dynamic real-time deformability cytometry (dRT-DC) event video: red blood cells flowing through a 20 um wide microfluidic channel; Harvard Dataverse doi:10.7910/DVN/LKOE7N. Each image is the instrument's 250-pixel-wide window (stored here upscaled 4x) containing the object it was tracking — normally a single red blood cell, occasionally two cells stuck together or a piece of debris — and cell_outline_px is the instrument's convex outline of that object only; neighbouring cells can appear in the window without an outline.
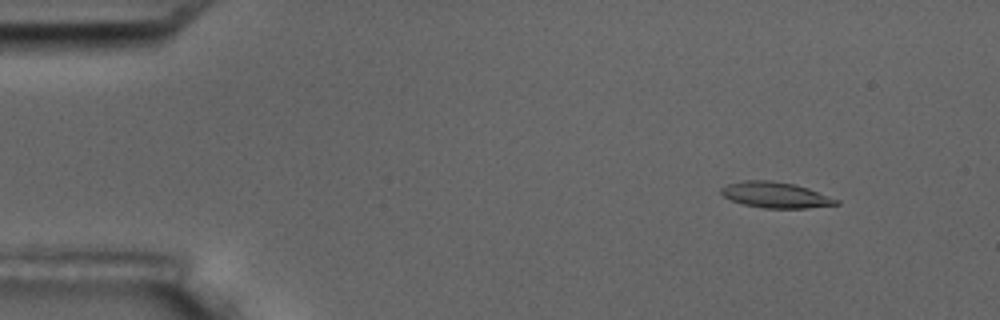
{"species": "common noctule bat (a hibernating species)", "species_latin": "Nyctalus noctula", "temperature_condition": "room temperature", "stored_images_in_passage": 4, "camera_frame_rate_fps": 3000, "um_per_image_px": 0.085, "animal": {"sex": "male", "body_mass_g": 17.5, "forearm_length_mm": 52.3}, "frame": {"image": 1, "passage_image": 2, "time_ms": 1.0, "image_size_px": [1000, 320], "cell_outline_px": [[840, 204], [804, 208], [764, 208], [744, 204], [732, 200], [724, 196], [720, 192], [720, 188], [728, 184], [744, 180], [772, 180], [792, 184], [808, 188], [840, 200]], "centroid_in_image_um": [65.92, 16.57], "position_along_channel_um": 19.1, "area_um2": 17.17}}
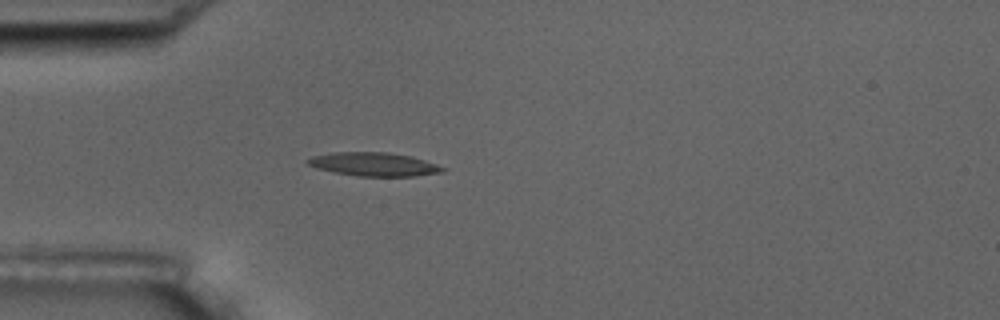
{"frame": {"image": 2, "passage_image": 4, "time_ms": 4.333, "image_size_px": [1000, 320], "cell_outline_px": [[448, 168], [444, 172], [412, 176], [356, 176], [316, 168], [308, 164], [304, 160], [312, 156], [332, 152], [388, 152], [412, 156]], "centroid_in_image_um": [31.78, 13.95], "position_along_channel_um": 53.2, "area_um2": 18.61}}